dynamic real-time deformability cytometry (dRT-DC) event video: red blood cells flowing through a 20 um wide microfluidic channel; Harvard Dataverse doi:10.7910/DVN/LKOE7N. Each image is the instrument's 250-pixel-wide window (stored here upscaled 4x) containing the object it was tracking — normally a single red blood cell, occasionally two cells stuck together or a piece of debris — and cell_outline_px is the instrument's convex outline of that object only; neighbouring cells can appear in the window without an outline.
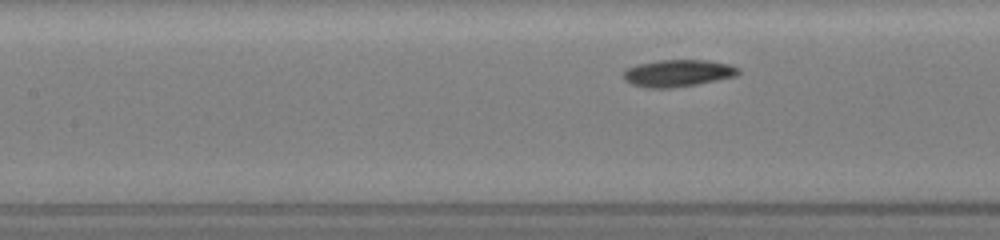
{"species": "common noctule bat (a hibernating species)", "species_latin": "Nyctalus noctula", "temperature_condition": "room temperature", "stored_images_in_passage": 5, "segment_of_instrument_passage": [2, 2], "camera_frame_rate_fps": 3000, "um_per_image_px": 0.085, "animal": {"sex": "female", "body_mass_g": 19.5, "forearm_length_mm": 54.1}, "frame": {"image": 1, "passage_image": 5, "time_ms": 4.0, "image_size_px": [1000, 240], "cell_outline_px": [[740, 72], [736, 76], [696, 84], [672, 88], [648, 88], [632, 84], [624, 80], [624, 72], [628, 68], [636, 64], [656, 60], [708, 60], [728, 64], [740, 68]], "centroid_in_image_um": [57.61, 6.21], "position_along_channel_um": 149.8, "area_um2": 18.09}}